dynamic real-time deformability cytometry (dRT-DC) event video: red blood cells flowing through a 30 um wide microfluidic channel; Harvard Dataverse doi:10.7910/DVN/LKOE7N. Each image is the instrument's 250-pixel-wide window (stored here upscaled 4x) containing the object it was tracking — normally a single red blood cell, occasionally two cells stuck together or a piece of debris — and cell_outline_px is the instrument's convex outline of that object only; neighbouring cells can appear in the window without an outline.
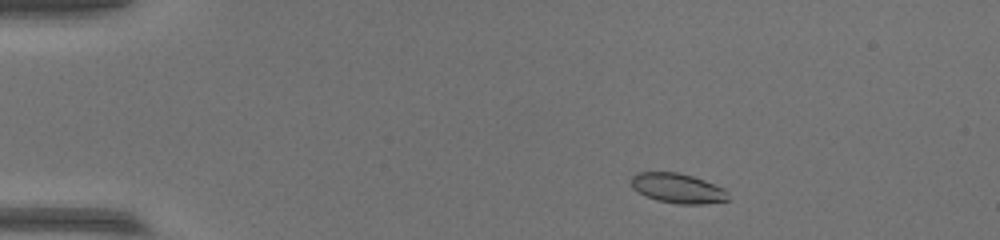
{"species": "common noctule bat (a hibernating species)", "species_latin": "Nyctalus noctula", "temperature_condition": "warm", "stored_images_in_passage": 49, "camera_frame_rate_fps": 3000, "um_per_image_px": 0.085, "animal": {"sex": "female", "body_mass_g": 17.0, "forearm_length_mm": 48.0}, "frame": {"image": 1, "passage_image": 5, "time_ms": 1.333, "image_size_px": [1000, 240], "cell_outline_px": [[728, 200], [704, 204], [676, 204], [660, 200], [648, 196], [632, 188], [632, 176], [636, 172], [676, 172], [692, 176], [704, 180], [724, 188], [728, 192]], "centroid_in_image_um": [57.63, 15.99], "position_along_channel_um": 27.4, "area_um2": 16.65}}
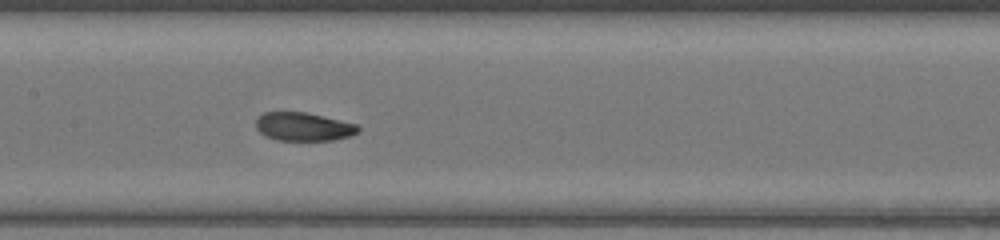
{"frame": {"image": 2, "passage_image": 23, "time_ms": 7.333, "image_size_px": [1000, 240], "cell_outline_px": [[360, 132], [348, 136], [332, 140], [276, 140], [264, 136], [256, 128], [256, 120], [264, 112], [304, 112], [356, 124], [360, 128]], "centroid_in_image_um": [25.77, 10.77], "position_along_channel_um": 181.6, "area_um2": 16.76}}
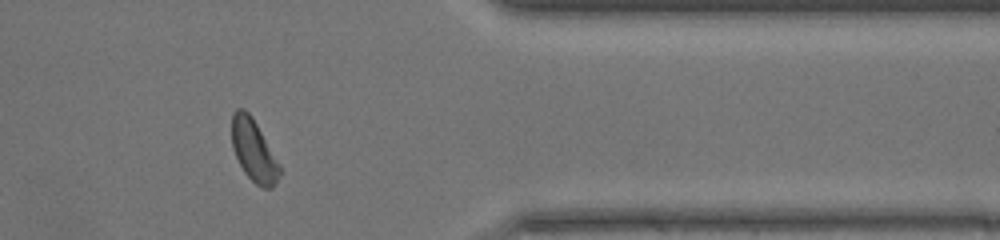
{"frame": {"image": 3, "passage_image": 40, "time_ms": 13.0, "image_size_px": [1000, 240], "cell_outline_px": [[280, 176], [276, 184], [272, 188], [264, 188], [256, 184], [244, 172], [232, 148], [232, 112], [236, 108], [244, 108], [252, 116], [280, 164]], "centroid_in_image_um": [21.57, 12.78], "position_along_channel_um": 389.8, "area_um2": 17.28}}